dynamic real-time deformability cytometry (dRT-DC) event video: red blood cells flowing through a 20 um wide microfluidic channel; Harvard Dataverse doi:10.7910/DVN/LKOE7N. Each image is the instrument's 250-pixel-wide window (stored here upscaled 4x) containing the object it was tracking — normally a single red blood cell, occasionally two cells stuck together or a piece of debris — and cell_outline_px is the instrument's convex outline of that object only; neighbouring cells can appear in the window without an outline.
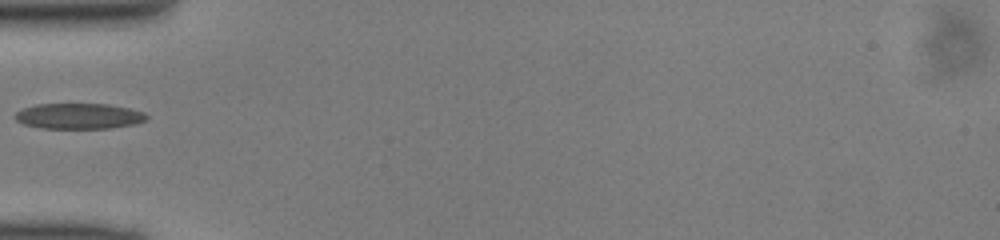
{"species": "common noctule bat (a hibernating species)", "species_latin": "Nyctalus noctula", "temperature_condition": "cold", "stored_images_in_passage": 33, "camera_frame_rate_fps": 3000, "um_per_image_px": 0.085, "animal": {"sex": "male", "body_mass_g": 13.0, "forearm_length_mm": 53.1}, "frame": {"image": 1, "passage_image": 1, "time_ms": 0.0, "image_size_px": [1000, 240], "cell_outline_px": [[148, 116], [144, 120], [136, 124], [108, 128], [40, 128], [24, 124], [16, 120], [12, 116], [20, 108], [36, 104], [108, 104], [128, 108], [144, 112]], "centroid_in_image_um": [6.65, 9.86], "position_along_channel_um": 78.4, "area_um2": 19.71}}
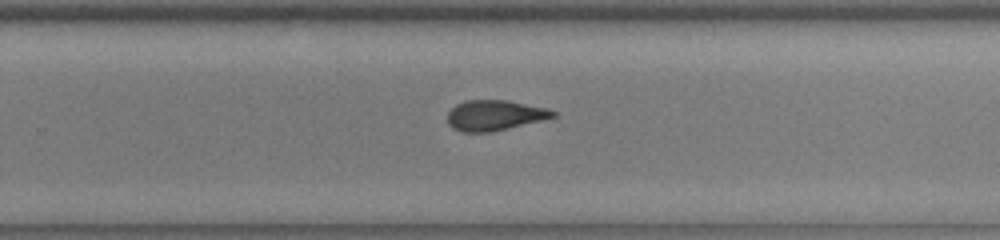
{"frame": {"image": 2, "passage_image": 16, "time_ms": 5.0, "image_size_px": [1000, 240], "cell_outline_px": [[556, 116], [508, 128], [488, 132], [460, 132], [452, 128], [448, 124], [448, 112], [456, 104], [468, 100], [508, 100], [548, 108], [556, 112]], "centroid_in_image_um": [42.02, 9.79], "position_along_channel_um": 287.8, "area_um2": 18.55}}
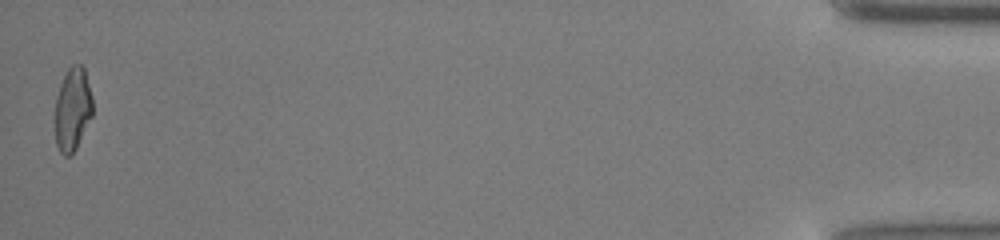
{"frame": {"image": 3, "passage_image": 33, "time_ms": 10.667, "image_size_px": [1000, 240], "cell_outline_px": [[92, 116], [76, 148], [68, 156], [64, 156], [60, 152], [56, 144], [56, 96], [60, 84], [68, 68], [72, 64], [80, 64], [84, 68], [92, 96]], "centroid_in_image_um": [6.18, 9.26], "position_along_channel_um": 429.0, "area_um2": 18.03}}